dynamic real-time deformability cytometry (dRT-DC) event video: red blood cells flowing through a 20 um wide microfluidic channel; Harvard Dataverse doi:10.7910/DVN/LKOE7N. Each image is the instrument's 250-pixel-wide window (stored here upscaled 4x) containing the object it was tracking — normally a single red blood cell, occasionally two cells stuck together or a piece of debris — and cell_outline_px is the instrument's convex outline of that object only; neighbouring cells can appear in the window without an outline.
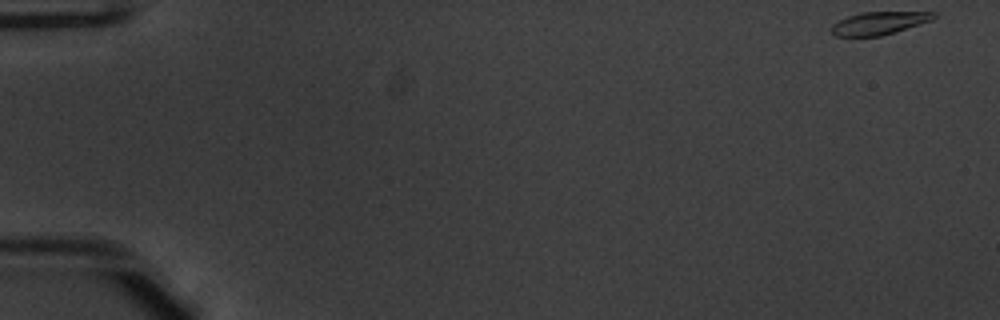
{"species": "common noctule bat (a hibernating species)", "species_latin": "Nyctalus noctula", "temperature_condition": "warm", "stored_images_in_passage": 32, "camera_frame_rate_fps": 3000, "um_per_image_px": 0.085, "animal": {"sex": "male", "body_mass_g": 20.1, "forearm_length_mm": 53.5}, "frame": {"image": 1, "passage_image": 1, "time_ms": 0.0, "image_size_px": [1000, 320], "cell_outline_px": [[936, 16], [932, 20], [896, 32], [880, 36], [836, 36], [832, 32], [832, 24], [848, 16], [860, 12], [936, 12]], "centroid_in_image_um": [74.73, 1.96], "position_along_channel_um": 10.3, "area_um2": 13.53}}
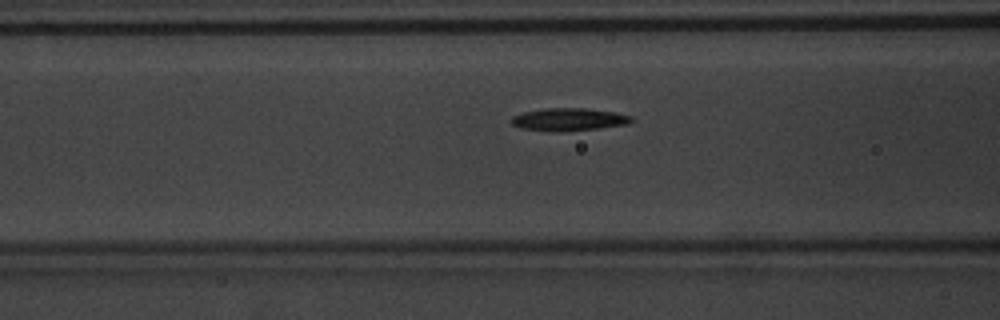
{"frame": {"image": 2, "passage_image": 21, "time_ms": 6.667, "image_size_px": [1000, 320], "cell_outline_px": [[632, 120], [628, 124], [600, 128], [552, 132], [520, 128], [512, 124], [508, 120], [512, 116], [524, 112], [544, 108], [584, 108], [616, 112], [632, 116]], "centroid_in_image_um": [48.31, 10.15], "position_along_channel_um": 118.3, "area_um2": 15.95}}
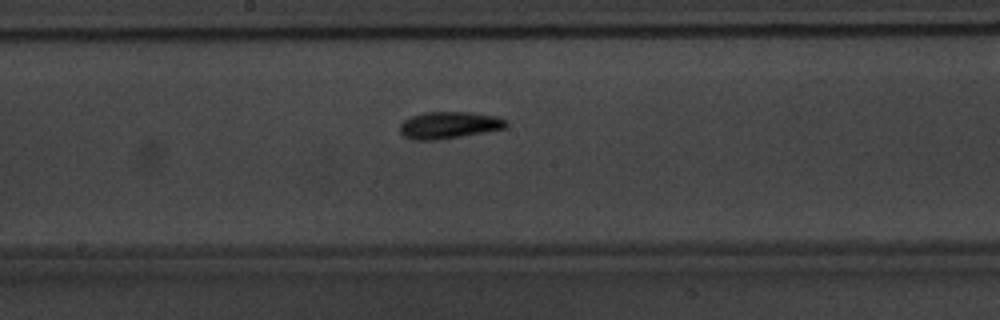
{"frame": {"image": 3, "passage_image": 28, "time_ms": 9.0, "image_size_px": [1000, 320], "cell_outline_px": [[508, 124], [504, 128], [484, 132], [440, 140], [412, 140], [404, 136], [400, 132], [400, 124], [404, 120], [412, 116], [424, 112], [468, 112], [496, 116], [508, 120]], "centroid_in_image_um": [38.15, 10.64], "position_along_channel_um": 210.0, "area_um2": 16.7}}